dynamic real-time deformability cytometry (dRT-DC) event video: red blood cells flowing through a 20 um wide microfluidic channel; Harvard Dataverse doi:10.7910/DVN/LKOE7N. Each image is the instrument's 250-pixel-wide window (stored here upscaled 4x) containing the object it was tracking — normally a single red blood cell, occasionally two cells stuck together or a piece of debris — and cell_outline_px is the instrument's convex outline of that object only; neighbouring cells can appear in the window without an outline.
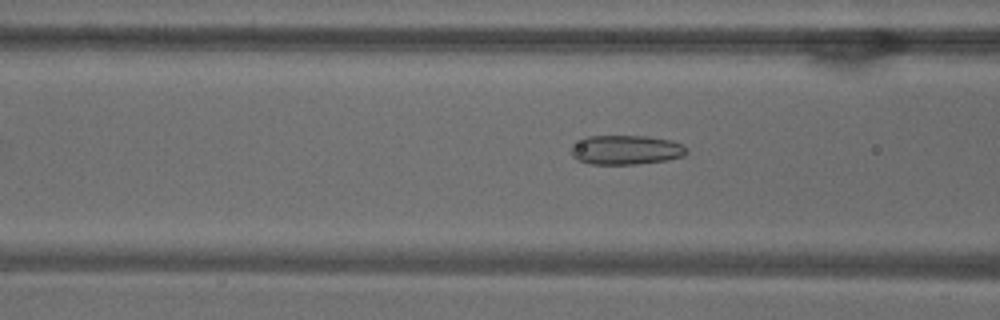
{"species": "common noctule bat (a hibernating species)", "species_latin": "Nyctalus noctula", "temperature_condition": "warm", "stored_images_in_passage": 46, "camera_frame_rate_fps": 3000, "um_per_image_px": 0.085, "animal": {"sex": "male", "body_mass_g": 18.8}, "frame": {"image": 1, "passage_image": 14, "time_ms": 4.333, "image_size_px": [1000, 320], "cell_outline_px": [[688, 152], [684, 156], [668, 160], [636, 164], [588, 164], [572, 156], [568, 148], [572, 144], [588, 136], [648, 136], [672, 140], [684, 144], [688, 148]], "centroid_in_image_um": [53.23, 12.74], "position_along_channel_um": 113.4, "area_um2": 20.11}}
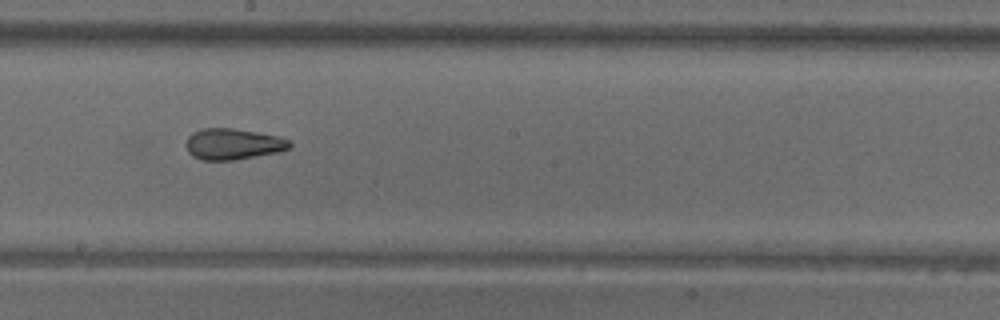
{"frame": {"image": 2, "passage_image": 23, "time_ms": 7.333, "image_size_px": [1000, 320], "cell_outline_px": [[292, 144], [288, 148], [276, 152], [232, 160], [200, 160], [192, 156], [188, 152], [188, 136], [192, 132], [200, 128], [232, 128], [280, 136], [288, 140]], "centroid_in_image_um": [19.78, 12.23], "position_along_channel_um": 228.4, "area_um2": 18.55}}
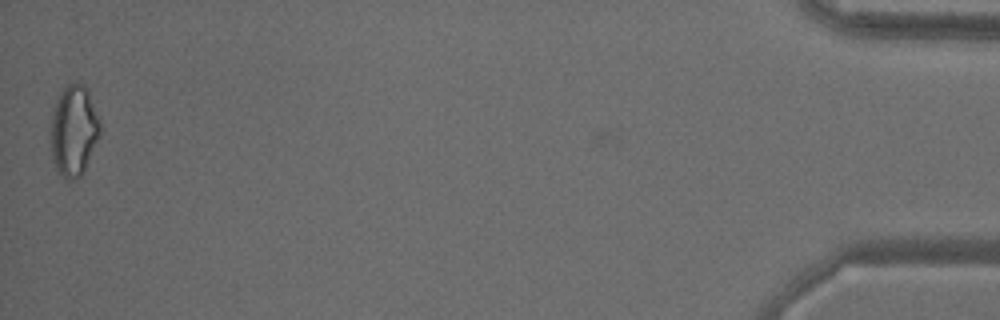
{"frame": {"image": 3, "passage_image": 46, "time_ms": 15.0, "image_size_px": [1000, 320], "cell_outline_px": [[100, 136], [80, 176], [72, 180], [68, 180], [56, 172], [52, 156], [52, 116], [60, 92], [72, 80], [84, 84], [88, 88], [100, 124]], "centroid_in_image_um": [6.28, 11.07], "position_along_channel_um": 428.9, "area_um2": 25.78}, "authors_computed_cell_mechanics": {"area_um2": 20.4034, "velocity_mm_per_s": 3.8255, "shape_relaxation_time_tau1_ms": null, "shape_relaxation_time_tau2_ms": 1.9461, "deformation_change_tau1": null, "deformation_change_tau2": 0.0949}}